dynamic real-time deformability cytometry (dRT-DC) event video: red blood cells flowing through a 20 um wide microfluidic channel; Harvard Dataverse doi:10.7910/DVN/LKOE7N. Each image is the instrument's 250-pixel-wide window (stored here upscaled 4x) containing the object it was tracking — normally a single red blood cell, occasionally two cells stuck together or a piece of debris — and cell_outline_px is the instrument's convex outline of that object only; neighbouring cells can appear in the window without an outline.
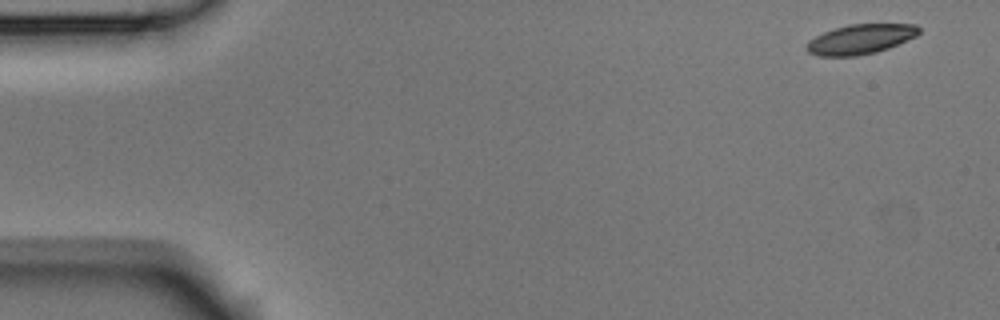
{"species": "Egyptian fruit bat (a non-hibernating species)", "species_latin": "Rousettus aegyptiacus", "temperature_condition": "room temperature", "stored_images_in_passage": 4, "camera_frame_rate_fps": 3000, "um_per_image_px": 0.085, "animal": {"sex": "male"}, "frame": {"image": 1, "passage_image": 1, "time_ms": 0.0, "image_size_px": [1000, 320], "cell_outline_px": [[920, 32], [916, 36], [888, 48], [876, 52], [856, 56], [816, 56], [808, 52], [808, 40], [824, 32], [848, 24], [916, 24], [920, 28]], "centroid_in_image_um": [73.15, 3.33], "position_along_channel_um": 11.8, "area_um2": 19.36}}